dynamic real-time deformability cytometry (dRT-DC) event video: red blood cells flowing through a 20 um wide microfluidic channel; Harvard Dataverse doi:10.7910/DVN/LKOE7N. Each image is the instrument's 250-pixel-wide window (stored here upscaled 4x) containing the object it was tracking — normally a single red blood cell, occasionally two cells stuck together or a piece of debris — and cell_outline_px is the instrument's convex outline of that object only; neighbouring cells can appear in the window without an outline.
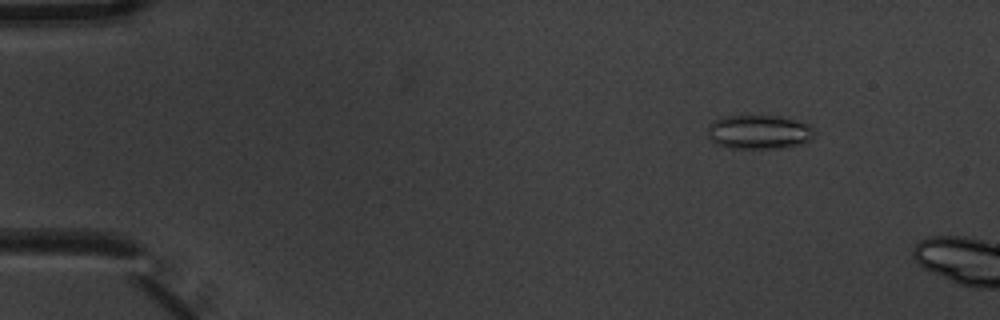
{"species": "common noctule bat (a hibernating species)", "species_latin": "Nyctalus noctula", "temperature_condition": "warm", "stored_images_in_passage": 4, "camera_frame_rate_fps": 3000, "um_per_image_px": 0.085, "animal": {"sex": "male", "body_mass_g": 20.1, "forearm_length_mm": 53.5}, "frame": {"image": 1, "passage_image": 2, "time_ms": 0.333, "image_size_px": [1000, 320], "cell_outline_px": [[816, 132], [812, 140], [780, 148], [728, 148], [716, 144], [708, 136], [708, 124], [724, 116], [780, 116], [808, 124], [816, 128]], "centroid_in_image_um": [64.53, 11.22], "position_along_channel_um": 20.5, "area_um2": 21.21}}